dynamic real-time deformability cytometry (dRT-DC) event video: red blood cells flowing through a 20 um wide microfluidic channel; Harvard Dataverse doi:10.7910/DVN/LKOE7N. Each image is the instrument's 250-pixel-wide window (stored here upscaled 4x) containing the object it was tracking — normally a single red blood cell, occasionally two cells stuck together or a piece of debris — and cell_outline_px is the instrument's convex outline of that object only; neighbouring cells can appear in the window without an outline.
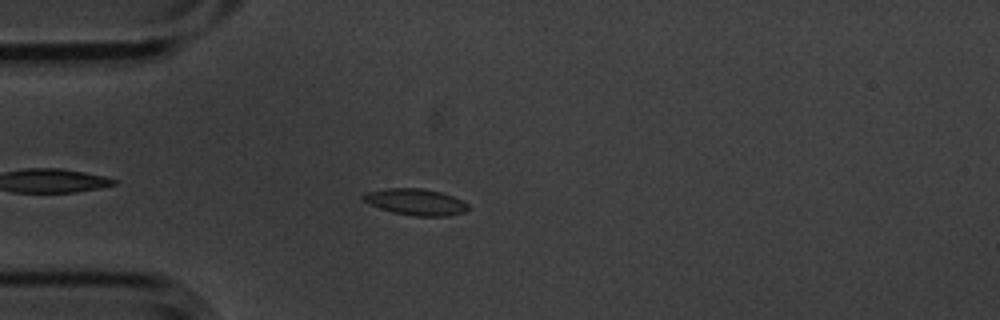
{"species": "common noctule bat (a hibernating species)", "species_latin": "Nyctalus noctula", "temperature_condition": "cold", "stored_images_in_passage": 34, "camera_frame_rate_fps": 3000, "um_per_image_px": 0.085, "animal": {"sex": "male", "body_mass_g": 20.1, "forearm_length_mm": 53.5}, "frame": {"image": 1, "passage_image": 5, "time_ms": 1.333, "image_size_px": [1000, 320], "cell_outline_px": [[468, 208], [464, 212], [448, 216], [412, 216], [392, 212], [380, 208], [364, 200], [360, 196], [364, 192], [388, 188], [424, 188], [440, 192], [452, 196], [468, 204]], "centroid_in_image_um": [35.31, 17.16], "position_along_channel_um": 49.7, "area_um2": 16.07}}
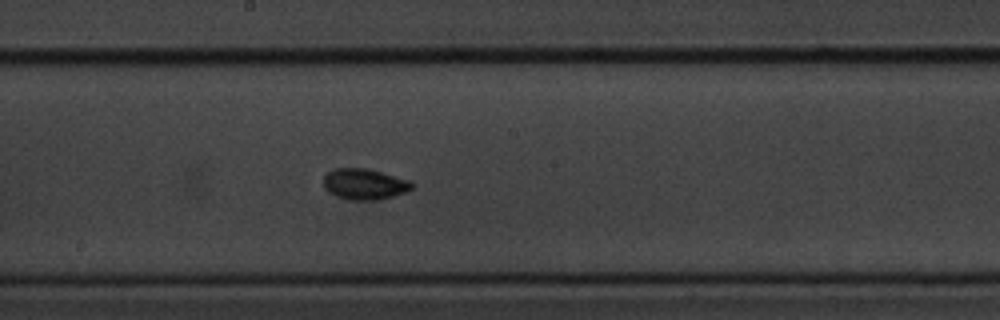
{"frame": {"image": 2, "passage_image": 20, "time_ms": 6.333, "image_size_px": [1000, 320], "cell_outline_px": [[412, 188], [404, 192], [392, 196], [376, 200], [348, 200], [336, 196], [328, 192], [324, 188], [324, 176], [328, 172], [336, 168], [364, 168], [412, 180]], "centroid_in_image_um": [30.96, 15.65], "position_along_channel_um": 217.2, "area_um2": 15.84}}
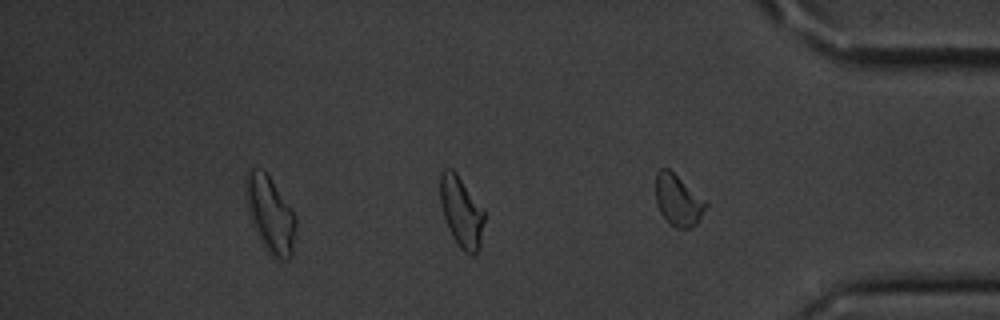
{"frame": {"image": 3, "passage_image": 34, "time_ms": 11.0, "image_size_px": [1000, 320], "cell_outline_px": [[708, 204], [696, 224], [692, 228], [676, 228], [660, 212], [656, 204], [656, 172], [660, 168], [668, 168], [708, 200]], "centroid_in_image_um": [57.66, 16.99], "position_along_channel_um": 377.5, "area_um2": 15.09}, "authors_computed_cell_mechanics": {"area_um2": 15.1147, "velocity_mm_per_s": 3.5656, "shape_relaxation_time_tau1_ms": 7.9207, "shape_relaxation_time_tau2_ms": 2.6073, "deformation_change_tau1": 0.1932, "deformation_change_tau2": 0.0657}}